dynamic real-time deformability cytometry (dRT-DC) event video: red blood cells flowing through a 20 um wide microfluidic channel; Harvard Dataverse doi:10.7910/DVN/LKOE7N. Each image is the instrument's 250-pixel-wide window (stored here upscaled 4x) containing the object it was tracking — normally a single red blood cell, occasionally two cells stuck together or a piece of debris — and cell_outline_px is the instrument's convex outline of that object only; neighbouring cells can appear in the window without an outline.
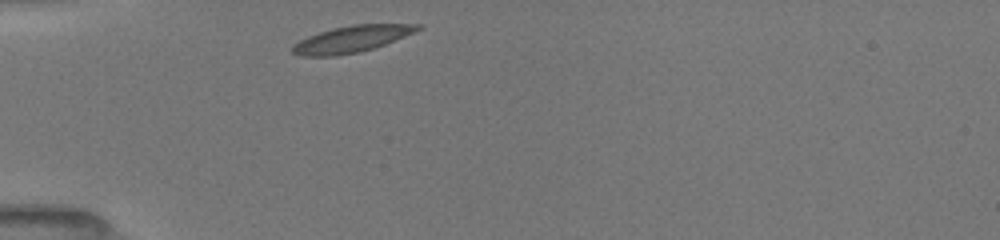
{"species": "common noctule bat (a hibernating species)", "species_latin": "Nyctalus noctula", "temperature_condition": "room temperature", "stored_images_in_passage": 31, "camera_frame_rate_fps": 3000, "um_per_image_px": 0.085, "animal": {"sex": "female", "body_mass_g": 19.5, "forearm_length_mm": 54.1}, "frame": {"image": 1, "passage_image": 1, "time_ms": 0.0, "image_size_px": [1000, 240], "cell_outline_px": [[424, 28], [384, 44], [360, 52], [336, 56], [300, 56], [292, 52], [292, 44], [308, 36], [332, 28], [352, 24], [424, 24]], "centroid_in_image_um": [29.88, 3.31], "position_along_channel_um": 55.1, "area_um2": 19.36}}
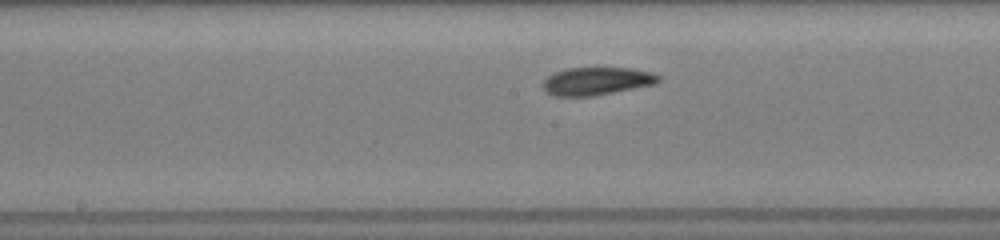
{"frame": {"image": 2, "passage_image": 13, "time_ms": 4.0, "image_size_px": [1000, 240], "cell_outline_px": [[660, 80], [656, 84], [592, 96], [556, 96], [544, 92], [544, 80], [548, 76], [556, 72], [568, 68], [632, 68], [652, 72], [660, 76]], "centroid_in_image_um": [50.74, 6.89], "position_along_channel_um": 197.5, "area_um2": 18.67}}
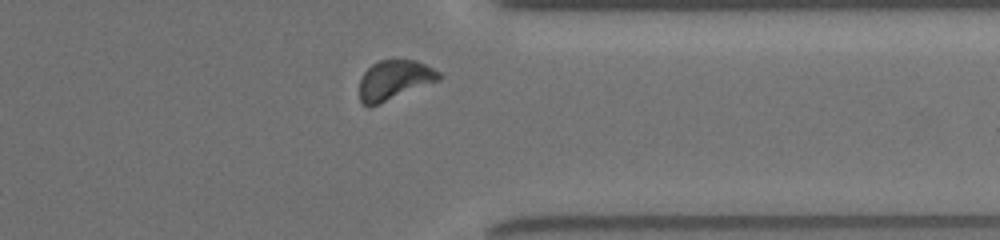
{"frame": {"image": 3, "passage_image": 27, "time_ms": 8.667, "image_size_px": [1000, 240], "cell_outline_px": [[444, 76], [440, 80], [368, 108], [360, 100], [360, 80], [364, 72], [372, 64], [380, 60], [416, 60], [440, 72]], "centroid_in_image_um": [33.53, 6.8], "position_along_channel_um": 377.9, "area_um2": 18.26}, "authors_computed_cell_mechanics": {"area_um2": 18.7272, "velocity_mm_per_s": 3.9109, "shape_relaxation_time_tau1_ms": 2.3945, "shape_relaxation_time_tau2_ms": null, "deformation_change_tau1": 0.1047, "deformation_change_tau2": null}}